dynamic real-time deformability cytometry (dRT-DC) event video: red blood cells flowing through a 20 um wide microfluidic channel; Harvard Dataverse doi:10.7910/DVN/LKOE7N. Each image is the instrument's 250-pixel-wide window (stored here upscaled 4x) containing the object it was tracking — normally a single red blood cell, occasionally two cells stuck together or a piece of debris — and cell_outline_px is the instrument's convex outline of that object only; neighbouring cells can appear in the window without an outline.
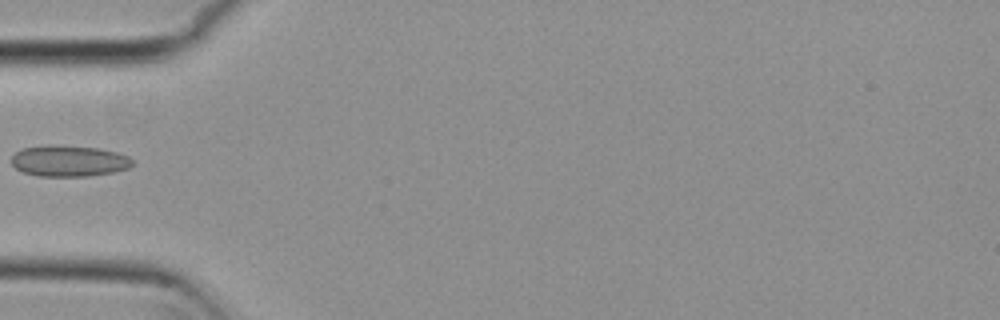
{"species": "common noctule bat (a hibernating species)", "species_latin": "Nyctalus noctula", "temperature_condition": "cold", "stored_images_in_passage": 5, "camera_frame_rate_fps": 3000, "um_per_image_px": 0.085, "animal": {"sex": "female", "body_mass_g": 29.2, "forearm_length_mm": 56.3}, "frame": {"image": 1, "passage_image": 5, "time_ms": 1.333, "image_size_px": [1000, 320], "cell_outline_px": [[132, 164], [128, 168], [112, 172], [88, 176], [36, 176], [24, 172], [16, 168], [12, 164], [12, 156], [16, 152], [24, 148], [48, 144], [96, 148], [116, 152], [128, 156], [132, 160]], "centroid_in_image_um": [5.83, 13.68], "position_along_channel_um": 79.2, "area_um2": 21.79}}